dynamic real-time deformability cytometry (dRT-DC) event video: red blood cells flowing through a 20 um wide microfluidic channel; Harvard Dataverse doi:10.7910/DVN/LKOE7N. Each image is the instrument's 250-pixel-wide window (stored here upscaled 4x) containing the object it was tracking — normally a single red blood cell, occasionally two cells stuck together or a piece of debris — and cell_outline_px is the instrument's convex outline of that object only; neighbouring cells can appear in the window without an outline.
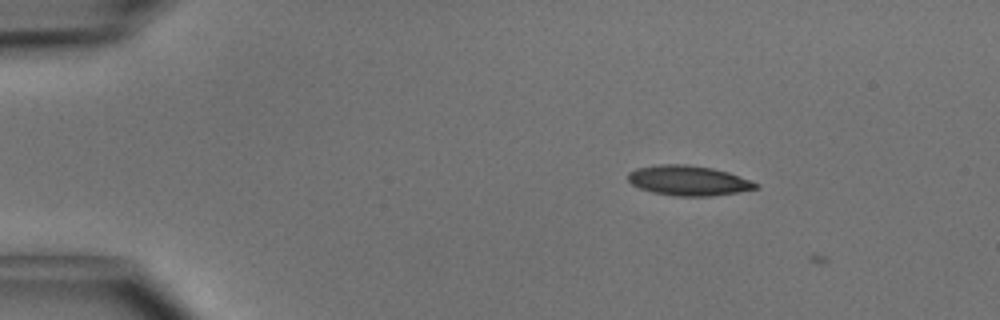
{"species": "common noctule bat (a hibernating species)", "species_latin": "Nyctalus noctula", "temperature_condition": "cold", "stored_images_in_passage": 2, "camera_frame_rate_fps": 3000, "um_per_image_px": 0.085, "animal": {"sex": "male", "body_mass_g": 15.6}, "frame": {"image": 1, "passage_image": 1, "time_ms": 0.0, "image_size_px": [1000, 320], "cell_outline_px": [[760, 184], [756, 188], [736, 192], [712, 196], [676, 196], [652, 192], [640, 188], [632, 184], [628, 180], [628, 172], [636, 168], [656, 164], [688, 164], [712, 168], [728, 172], [752, 180]], "centroid_in_image_um": [58.5, 15.33], "position_along_channel_um": 26.5, "area_um2": 22.37}}